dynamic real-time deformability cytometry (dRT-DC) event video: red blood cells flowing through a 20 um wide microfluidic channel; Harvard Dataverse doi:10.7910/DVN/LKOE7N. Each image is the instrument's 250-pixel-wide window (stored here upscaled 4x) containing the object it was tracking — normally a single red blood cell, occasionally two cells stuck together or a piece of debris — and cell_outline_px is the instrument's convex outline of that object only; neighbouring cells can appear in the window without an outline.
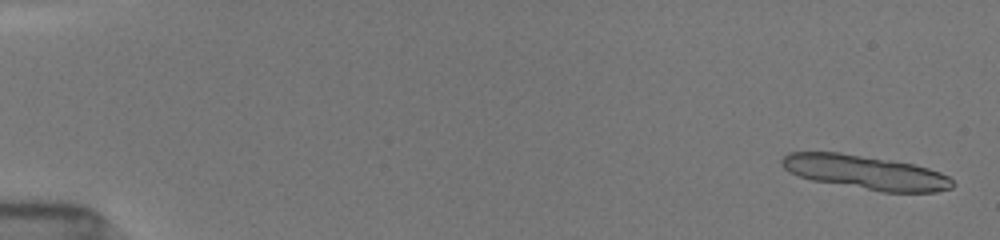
{"species": "common noctule bat (a hibernating species)", "species_latin": "Nyctalus noctula", "temperature_condition": "room temperature", "stored_images_in_passage": 20, "camera_frame_rate_fps": 3000, "um_per_image_px": 0.085, "animal": {"sex": "female", "body_mass_g": 19.5, "forearm_length_mm": 54.1}, "frame": {"image": 1, "passage_image": 2, "time_ms": 0.333, "image_size_px": [1000, 240], "cell_outline_px": [[956, 184], [952, 188], [936, 192], [880, 192], [812, 180], [788, 172], [780, 164], [780, 160], [788, 152], [840, 152], [912, 164], [928, 168], [940, 172], [948, 176]], "centroid_in_image_um": [73.55, 14.66], "position_along_channel_um": 11.4, "area_um2": 33.93}}
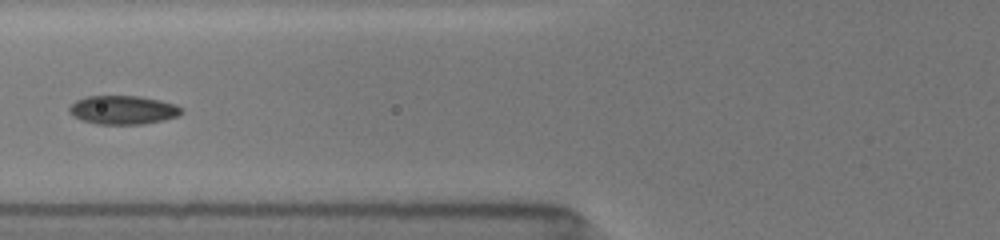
{"frame": {"image": 2, "passage_image": 16, "time_ms": 7.333, "image_size_px": [1000, 240], "cell_outline_px": [[184, 112], [180, 116], [164, 120], [144, 124], [96, 124], [72, 116], [68, 112], [68, 108], [76, 100], [84, 96], [140, 96], [160, 100], [176, 104], [184, 108]], "centroid_in_image_um": [10.5, 9.34], "position_along_channel_um": 115.3, "area_um2": 19.07}}
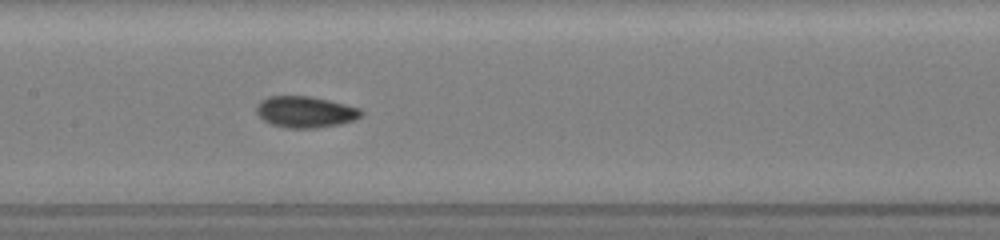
{"frame": {"image": 3, "passage_image": 20, "time_ms": 9.0, "image_size_px": [1000, 240], "cell_outline_px": [[364, 112], [356, 120], [340, 124], [316, 128], [288, 128], [272, 124], [264, 120], [256, 112], [256, 104], [260, 100], [268, 96], [308, 96], [328, 100], [360, 108]], "centroid_in_image_um": [25.95, 9.51], "position_along_channel_um": 181.4, "area_um2": 19.13}}